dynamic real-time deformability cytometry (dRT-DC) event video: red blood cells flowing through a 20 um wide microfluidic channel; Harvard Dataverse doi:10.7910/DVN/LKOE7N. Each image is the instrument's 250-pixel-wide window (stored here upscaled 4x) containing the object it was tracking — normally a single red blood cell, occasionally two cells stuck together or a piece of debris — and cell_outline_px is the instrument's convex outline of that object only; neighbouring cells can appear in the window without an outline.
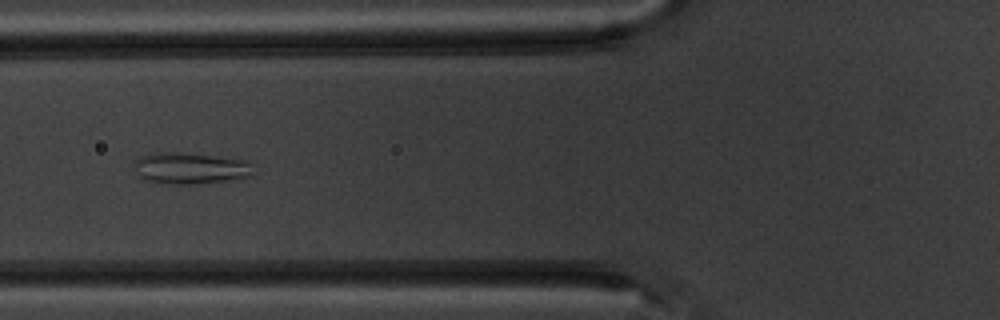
{"species": "common noctule bat (a hibernating species)", "species_latin": "Nyctalus noctula", "temperature_condition": "warm", "stored_images_in_passage": 8, "camera_frame_rate_fps": 3000, "um_per_image_px": 0.085, "animal": {"sex": "male", "body_mass_g": 20.1, "forearm_length_mm": 53.5}, "frame": {"image": 1, "passage_image": 6, "time_ms": 5.667, "image_size_px": [1000, 320], "cell_outline_px": [[252, 176], [228, 180], [192, 184], [168, 184], [148, 180], [136, 176], [132, 160], [140, 156], [160, 152], [172, 152], [252, 160]], "centroid_in_image_um": [16.15, 14.3], "position_along_channel_um": 109.7, "area_um2": 21.96}}